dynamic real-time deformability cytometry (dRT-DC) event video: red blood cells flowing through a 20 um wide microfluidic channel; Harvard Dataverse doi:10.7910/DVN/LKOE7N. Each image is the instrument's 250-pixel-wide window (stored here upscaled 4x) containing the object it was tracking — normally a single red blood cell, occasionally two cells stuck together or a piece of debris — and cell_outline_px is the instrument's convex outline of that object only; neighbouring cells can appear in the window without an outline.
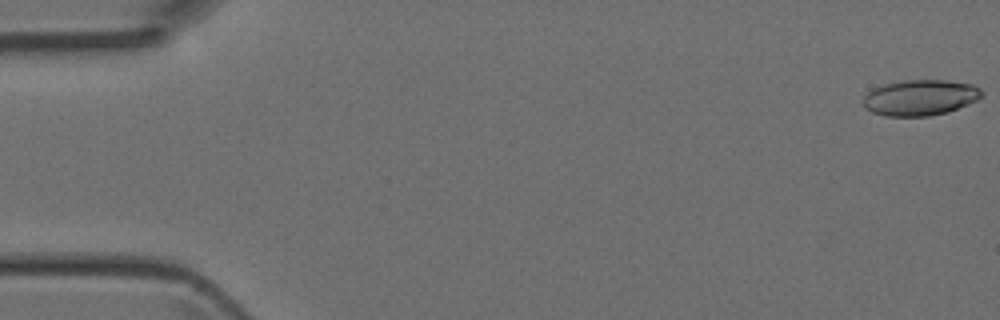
{"species": "Egyptian fruit bat (a non-hibernating species)", "species_latin": "Rousettus aegyptiacus", "temperature_condition": "room temperature", "stored_images_in_passage": 5, "camera_frame_rate_fps": 3000, "um_per_image_px": 0.085, "animal": {"sex": "female"}, "frame": {"image": 1, "passage_image": 1, "time_ms": 0.0, "image_size_px": [1000, 320], "cell_outline_px": [[984, 96], [968, 104], [948, 112], [928, 116], [884, 116], [872, 112], [864, 108], [864, 96], [872, 88], [884, 84], [904, 80], [944, 80], [972, 84], [980, 88], [984, 92]], "centroid_in_image_um": [78.22, 8.29], "position_along_channel_um": 6.8, "area_um2": 24.85}}